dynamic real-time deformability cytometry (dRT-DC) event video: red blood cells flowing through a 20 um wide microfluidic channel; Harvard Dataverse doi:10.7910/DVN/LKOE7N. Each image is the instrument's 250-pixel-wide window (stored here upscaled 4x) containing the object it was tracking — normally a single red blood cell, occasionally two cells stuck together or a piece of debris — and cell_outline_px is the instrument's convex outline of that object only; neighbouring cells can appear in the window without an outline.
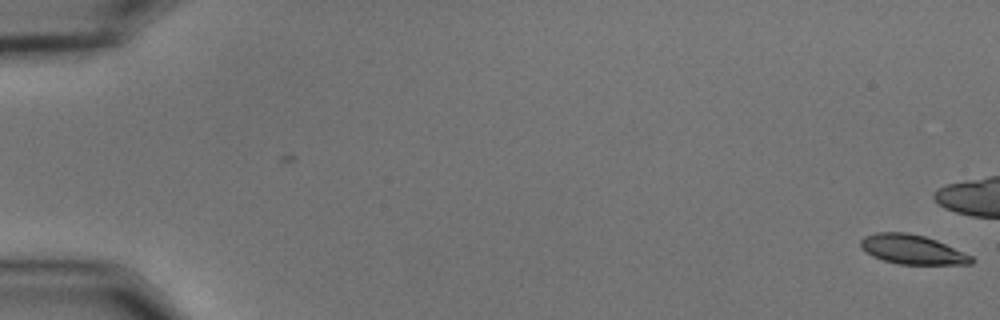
{"species": "common noctule bat (a hibernating species)", "species_latin": "Nyctalus noctula", "temperature_condition": "cold", "stored_images_in_passage": 6, "camera_frame_rate_fps": 3000, "um_per_image_px": 0.085, "animal": {"sex": "male", "body_mass_g": 15.6}, "frame": {"image": 1, "passage_image": 6, "time_ms": 1.667, "image_size_px": [1000, 320], "cell_outline_px": [[976, 260], [972, 264], [900, 264], [884, 260], [872, 256], [864, 252], [860, 248], [860, 240], [864, 236], [876, 232], [908, 232], [924, 236], [936, 240], [972, 256]], "centroid_in_image_um": [77.51, 21.2], "position_along_channel_um": 7.5, "area_um2": 19.02}}